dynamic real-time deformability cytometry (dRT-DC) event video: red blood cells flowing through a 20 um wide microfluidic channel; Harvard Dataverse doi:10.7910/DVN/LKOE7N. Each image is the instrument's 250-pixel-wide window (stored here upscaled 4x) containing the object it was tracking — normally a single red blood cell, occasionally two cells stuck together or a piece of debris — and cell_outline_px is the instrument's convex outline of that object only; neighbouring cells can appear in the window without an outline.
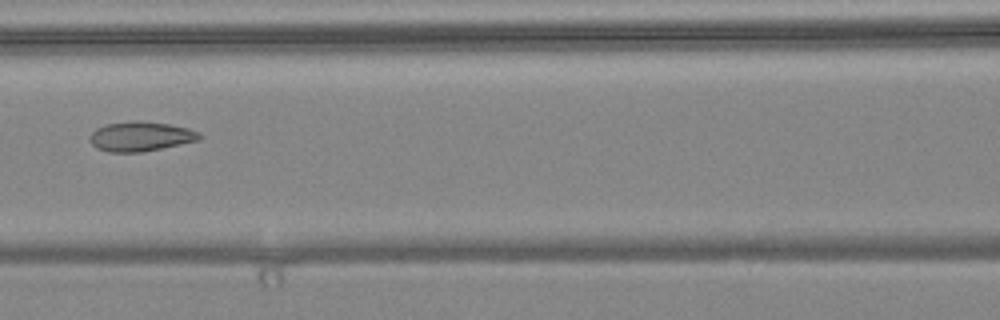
{"species": "common noctule bat (a hibernating species)", "species_latin": "Nyctalus noctula", "temperature_condition": "warm", "stored_images_in_passage": 7, "camera_frame_rate_fps": 3000, "um_per_image_px": 0.085, "animal": {"sex": "female", "body_mass_g": 24.6, "forearm_length_mm": 56.2}, "frame": {"image": 1, "passage_image": 7, "time_ms": 2.0, "image_size_px": [1000, 320], "cell_outline_px": [[200, 140], [144, 152], [108, 152], [96, 148], [92, 144], [88, 136], [96, 128], [108, 124], [136, 120], [168, 124], [188, 128], [200, 132]], "centroid_in_image_um": [11.94, 11.6], "position_along_channel_um": 154.7, "area_um2": 18.96}}